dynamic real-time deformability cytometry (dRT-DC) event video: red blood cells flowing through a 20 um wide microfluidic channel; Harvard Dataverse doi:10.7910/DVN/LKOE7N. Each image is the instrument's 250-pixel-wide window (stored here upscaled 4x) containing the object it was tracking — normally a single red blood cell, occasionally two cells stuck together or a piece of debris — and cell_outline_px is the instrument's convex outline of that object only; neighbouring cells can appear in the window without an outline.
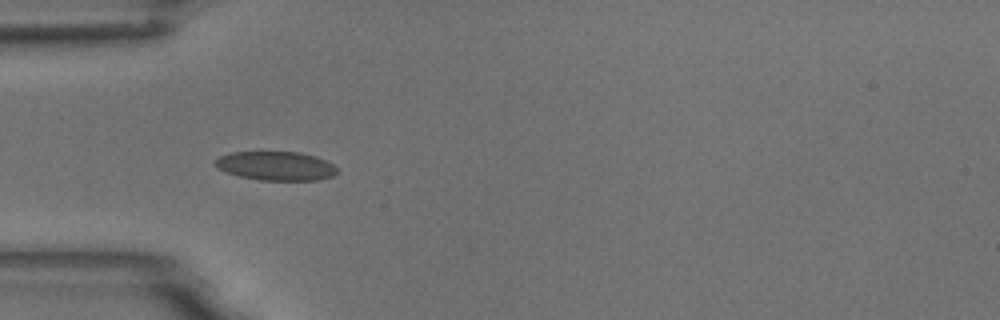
{"species": "common noctule bat (a hibernating species)", "species_latin": "Nyctalus noctula", "temperature_condition": "room temperature", "stored_images_in_passage": 9, "camera_frame_rate_fps": 3000, "um_per_image_px": 0.085, "animal": {"sex": "male", "body_mass_g": 18.8}, "frame": {"image": 1, "passage_image": 6, "time_ms": 1.667, "image_size_px": [1000, 320], "cell_outline_px": [[340, 172], [332, 176], [316, 180], [260, 180], [240, 176], [216, 168], [212, 164], [220, 156], [232, 152], [300, 152], [316, 156], [340, 168]], "centroid_in_image_um": [23.48, 14.1], "position_along_channel_um": 61.5, "area_um2": 20.63}}